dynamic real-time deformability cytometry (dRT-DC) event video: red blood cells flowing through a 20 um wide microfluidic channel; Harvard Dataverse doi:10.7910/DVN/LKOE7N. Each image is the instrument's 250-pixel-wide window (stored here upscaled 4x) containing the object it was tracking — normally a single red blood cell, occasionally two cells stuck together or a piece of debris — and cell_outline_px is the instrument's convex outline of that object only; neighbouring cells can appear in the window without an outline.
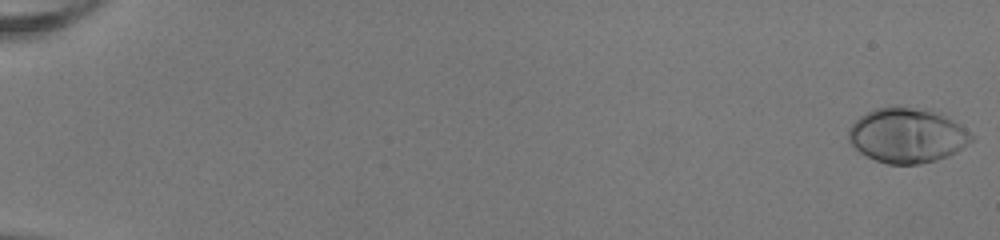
{"species": "human", "species_latin": "Homo sapiens", "temperature_condition": "room temperature", "stored_images_in_passage": 53, "camera_frame_rate_fps": 3000, "um_per_image_px": 0.085, "donor": {"sex": "female"}, "frame": {"image": 1, "passage_image": 1, "time_ms": 0.0, "image_size_px": [1000, 240], "cell_outline_px": [[976, 136], [968, 144], [956, 152], [948, 156], [936, 160], [920, 164], [888, 164], [876, 160], [860, 152], [848, 140], [848, 128], [860, 116], [876, 108], [892, 104], [932, 108], [960, 124]], "centroid_in_image_um": [77.13, 11.46], "position_along_channel_um": 7.9, "area_um2": 40.0}}
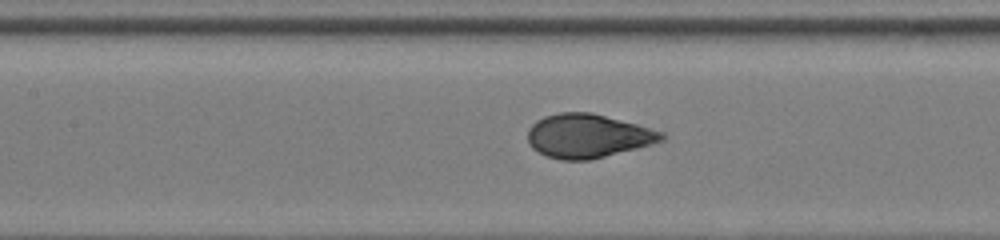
{"frame": {"image": 2, "passage_image": 27, "time_ms": 8.667, "image_size_px": [1000, 240], "cell_outline_px": [[664, 140], [604, 156], [588, 160], [560, 160], [548, 156], [532, 148], [528, 144], [528, 128], [536, 120], [544, 116], [560, 112], [592, 112], [636, 124], [664, 132]], "centroid_in_image_um": [49.91, 11.54], "position_along_channel_um": 157.5, "area_um2": 33.81}}
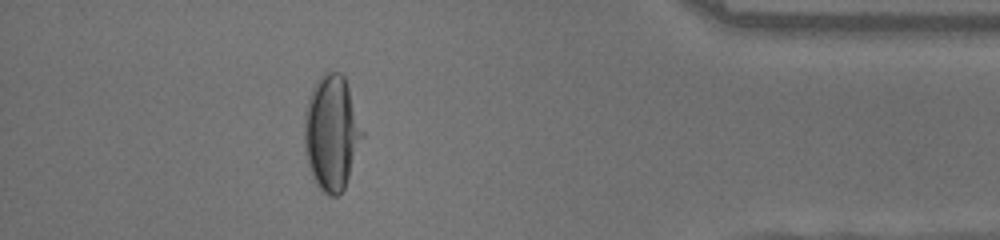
{"frame": {"image": 3, "passage_image": 48, "time_ms": 15.667, "image_size_px": [1000, 240], "cell_outline_px": [[364, 136], [344, 188], [336, 196], [328, 196], [316, 184], [312, 176], [308, 164], [304, 148], [304, 116], [308, 100], [312, 88], [316, 80], [324, 72], [340, 72], [344, 76], [364, 132]], "centroid_in_image_um": [28.18, 11.28], "position_along_channel_um": 407.0, "area_um2": 38.78}, "authors_computed_cell_mechanics": {"area_um2": 35.0846, "velocity_mm_per_s": 4.0389, "shape_relaxation_time_tau1_ms": 5.0236, "shape_relaxation_time_tau2_ms": null, "deformation_change_tau1": 0.2391, "deformation_change_tau2": null}}